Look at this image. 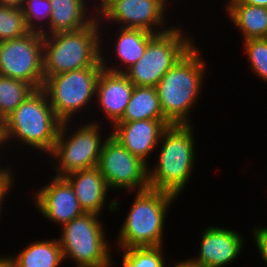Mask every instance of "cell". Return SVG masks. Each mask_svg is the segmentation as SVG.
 I'll return each instance as SVG.
<instances>
[{
  "label": "cell",
  "instance_id": "obj_13",
  "mask_svg": "<svg viewBox=\"0 0 267 267\" xmlns=\"http://www.w3.org/2000/svg\"><path fill=\"white\" fill-rule=\"evenodd\" d=\"M34 199L43 217L60 227L85 213L65 177L55 176L49 185L39 189Z\"/></svg>",
  "mask_w": 267,
  "mask_h": 267
},
{
  "label": "cell",
  "instance_id": "obj_27",
  "mask_svg": "<svg viewBox=\"0 0 267 267\" xmlns=\"http://www.w3.org/2000/svg\"><path fill=\"white\" fill-rule=\"evenodd\" d=\"M26 22L27 29L30 32L41 34V25L39 23L50 22L51 7L49 0H25L21 7Z\"/></svg>",
  "mask_w": 267,
  "mask_h": 267
},
{
  "label": "cell",
  "instance_id": "obj_18",
  "mask_svg": "<svg viewBox=\"0 0 267 267\" xmlns=\"http://www.w3.org/2000/svg\"><path fill=\"white\" fill-rule=\"evenodd\" d=\"M51 7L50 22L42 25V35L76 31L88 26L96 17L87 16L85 0H49ZM49 26V27H48ZM46 27V28H45ZM48 28L47 30H44ZM51 33H50V32Z\"/></svg>",
  "mask_w": 267,
  "mask_h": 267
},
{
  "label": "cell",
  "instance_id": "obj_34",
  "mask_svg": "<svg viewBox=\"0 0 267 267\" xmlns=\"http://www.w3.org/2000/svg\"><path fill=\"white\" fill-rule=\"evenodd\" d=\"M5 145L3 121L0 120V146Z\"/></svg>",
  "mask_w": 267,
  "mask_h": 267
},
{
  "label": "cell",
  "instance_id": "obj_2",
  "mask_svg": "<svg viewBox=\"0 0 267 267\" xmlns=\"http://www.w3.org/2000/svg\"><path fill=\"white\" fill-rule=\"evenodd\" d=\"M100 22L96 17L82 29L43 35L45 80L52 75L102 64Z\"/></svg>",
  "mask_w": 267,
  "mask_h": 267
},
{
  "label": "cell",
  "instance_id": "obj_7",
  "mask_svg": "<svg viewBox=\"0 0 267 267\" xmlns=\"http://www.w3.org/2000/svg\"><path fill=\"white\" fill-rule=\"evenodd\" d=\"M179 27L155 34L148 42L139 61L124 74L134 86L156 87L164 74L195 43L184 36Z\"/></svg>",
  "mask_w": 267,
  "mask_h": 267
},
{
  "label": "cell",
  "instance_id": "obj_30",
  "mask_svg": "<svg viewBox=\"0 0 267 267\" xmlns=\"http://www.w3.org/2000/svg\"><path fill=\"white\" fill-rule=\"evenodd\" d=\"M25 0H0V5L21 8Z\"/></svg>",
  "mask_w": 267,
  "mask_h": 267
},
{
  "label": "cell",
  "instance_id": "obj_8",
  "mask_svg": "<svg viewBox=\"0 0 267 267\" xmlns=\"http://www.w3.org/2000/svg\"><path fill=\"white\" fill-rule=\"evenodd\" d=\"M102 69V64L93 65L52 75L44 81L42 89L46 92L55 115L62 123L69 122L73 115L92 102Z\"/></svg>",
  "mask_w": 267,
  "mask_h": 267
},
{
  "label": "cell",
  "instance_id": "obj_16",
  "mask_svg": "<svg viewBox=\"0 0 267 267\" xmlns=\"http://www.w3.org/2000/svg\"><path fill=\"white\" fill-rule=\"evenodd\" d=\"M134 90L133 83L124 73L102 69L96 84L95 97L103 113L114 125L122 117Z\"/></svg>",
  "mask_w": 267,
  "mask_h": 267
},
{
  "label": "cell",
  "instance_id": "obj_17",
  "mask_svg": "<svg viewBox=\"0 0 267 267\" xmlns=\"http://www.w3.org/2000/svg\"><path fill=\"white\" fill-rule=\"evenodd\" d=\"M72 185L78 202L85 213L100 214L108 193L105 178L98 167L79 170L65 176Z\"/></svg>",
  "mask_w": 267,
  "mask_h": 267
},
{
  "label": "cell",
  "instance_id": "obj_9",
  "mask_svg": "<svg viewBox=\"0 0 267 267\" xmlns=\"http://www.w3.org/2000/svg\"><path fill=\"white\" fill-rule=\"evenodd\" d=\"M69 122H63L60 126L57 140L50 156L57 159L56 175H66L79 171L98 167L100 154L104 145L101 140L100 125L96 122L82 124L81 127L70 136ZM66 137V138H65Z\"/></svg>",
  "mask_w": 267,
  "mask_h": 267
},
{
  "label": "cell",
  "instance_id": "obj_12",
  "mask_svg": "<svg viewBox=\"0 0 267 267\" xmlns=\"http://www.w3.org/2000/svg\"><path fill=\"white\" fill-rule=\"evenodd\" d=\"M94 6L97 7V11L95 13L93 11V14L91 12V15L98 12L96 15L99 19H106L107 22L109 19L111 22L121 23L122 28L142 29L153 34L170 29L162 28V25L166 24L164 17L166 6L161 0H104L100 6Z\"/></svg>",
  "mask_w": 267,
  "mask_h": 267
},
{
  "label": "cell",
  "instance_id": "obj_19",
  "mask_svg": "<svg viewBox=\"0 0 267 267\" xmlns=\"http://www.w3.org/2000/svg\"><path fill=\"white\" fill-rule=\"evenodd\" d=\"M119 28L120 29L117 30L119 31V34L116 36V49L114 51L117 54L115 57H118L119 60H121L120 63L122 62V68L121 66H118V69L117 67H108L109 65L106 64L107 62L105 60L106 57L104 58L103 55H101V60L103 69L111 72L124 73L126 71V68L129 69L139 61L146 50L149 40L155 34L142 29L122 27ZM119 67L121 68V70H119Z\"/></svg>",
  "mask_w": 267,
  "mask_h": 267
},
{
  "label": "cell",
  "instance_id": "obj_24",
  "mask_svg": "<svg viewBox=\"0 0 267 267\" xmlns=\"http://www.w3.org/2000/svg\"><path fill=\"white\" fill-rule=\"evenodd\" d=\"M162 246L132 247L121 250L123 255L122 267H165Z\"/></svg>",
  "mask_w": 267,
  "mask_h": 267
},
{
  "label": "cell",
  "instance_id": "obj_33",
  "mask_svg": "<svg viewBox=\"0 0 267 267\" xmlns=\"http://www.w3.org/2000/svg\"><path fill=\"white\" fill-rule=\"evenodd\" d=\"M173 267H196L193 263H191L189 260L177 262Z\"/></svg>",
  "mask_w": 267,
  "mask_h": 267
},
{
  "label": "cell",
  "instance_id": "obj_31",
  "mask_svg": "<svg viewBox=\"0 0 267 267\" xmlns=\"http://www.w3.org/2000/svg\"><path fill=\"white\" fill-rule=\"evenodd\" d=\"M240 1L245 4L267 7V0H240Z\"/></svg>",
  "mask_w": 267,
  "mask_h": 267
},
{
  "label": "cell",
  "instance_id": "obj_14",
  "mask_svg": "<svg viewBox=\"0 0 267 267\" xmlns=\"http://www.w3.org/2000/svg\"><path fill=\"white\" fill-rule=\"evenodd\" d=\"M243 237L237 231L210 226L203 231L199 255L189 261L196 267H224L242 253Z\"/></svg>",
  "mask_w": 267,
  "mask_h": 267
},
{
  "label": "cell",
  "instance_id": "obj_11",
  "mask_svg": "<svg viewBox=\"0 0 267 267\" xmlns=\"http://www.w3.org/2000/svg\"><path fill=\"white\" fill-rule=\"evenodd\" d=\"M148 163L132 155L111 134L104 140L98 168L108 188L143 191L149 189Z\"/></svg>",
  "mask_w": 267,
  "mask_h": 267
},
{
  "label": "cell",
  "instance_id": "obj_29",
  "mask_svg": "<svg viewBox=\"0 0 267 267\" xmlns=\"http://www.w3.org/2000/svg\"><path fill=\"white\" fill-rule=\"evenodd\" d=\"M12 174V171H6L1 177H0V212L2 207V203L5 202L4 199L7 197L6 194H8L11 189V186L13 185V178L14 176ZM10 188V189H9Z\"/></svg>",
  "mask_w": 267,
  "mask_h": 267
},
{
  "label": "cell",
  "instance_id": "obj_36",
  "mask_svg": "<svg viewBox=\"0 0 267 267\" xmlns=\"http://www.w3.org/2000/svg\"><path fill=\"white\" fill-rule=\"evenodd\" d=\"M162 1V3L165 5V6H167V2L166 1H168V0H161Z\"/></svg>",
  "mask_w": 267,
  "mask_h": 267
},
{
  "label": "cell",
  "instance_id": "obj_21",
  "mask_svg": "<svg viewBox=\"0 0 267 267\" xmlns=\"http://www.w3.org/2000/svg\"><path fill=\"white\" fill-rule=\"evenodd\" d=\"M65 261L58 239L40 240L11 256V267H60Z\"/></svg>",
  "mask_w": 267,
  "mask_h": 267
},
{
  "label": "cell",
  "instance_id": "obj_10",
  "mask_svg": "<svg viewBox=\"0 0 267 267\" xmlns=\"http://www.w3.org/2000/svg\"><path fill=\"white\" fill-rule=\"evenodd\" d=\"M0 75L31 84L42 89L43 35L28 32L24 36L0 41Z\"/></svg>",
  "mask_w": 267,
  "mask_h": 267
},
{
  "label": "cell",
  "instance_id": "obj_26",
  "mask_svg": "<svg viewBox=\"0 0 267 267\" xmlns=\"http://www.w3.org/2000/svg\"><path fill=\"white\" fill-rule=\"evenodd\" d=\"M243 41L251 71L267 82V38H253Z\"/></svg>",
  "mask_w": 267,
  "mask_h": 267
},
{
  "label": "cell",
  "instance_id": "obj_1",
  "mask_svg": "<svg viewBox=\"0 0 267 267\" xmlns=\"http://www.w3.org/2000/svg\"><path fill=\"white\" fill-rule=\"evenodd\" d=\"M193 45L156 86L164 117L171 124H190L189 113L202 90L205 59Z\"/></svg>",
  "mask_w": 267,
  "mask_h": 267
},
{
  "label": "cell",
  "instance_id": "obj_22",
  "mask_svg": "<svg viewBox=\"0 0 267 267\" xmlns=\"http://www.w3.org/2000/svg\"><path fill=\"white\" fill-rule=\"evenodd\" d=\"M149 119H166L163 115L156 87L134 86V90L118 122H134Z\"/></svg>",
  "mask_w": 267,
  "mask_h": 267
},
{
  "label": "cell",
  "instance_id": "obj_28",
  "mask_svg": "<svg viewBox=\"0 0 267 267\" xmlns=\"http://www.w3.org/2000/svg\"><path fill=\"white\" fill-rule=\"evenodd\" d=\"M252 232H254L253 237H255L257 250L267 265V231L261 226H256Z\"/></svg>",
  "mask_w": 267,
  "mask_h": 267
},
{
  "label": "cell",
  "instance_id": "obj_20",
  "mask_svg": "<svg viewBox=\"0 0 267 267\" xmlns=\"http://www.w3.org/2000/svg\"><path fill=\"white\" fill-rule=\"evenodd\" d=\"M225 9L231 22L242 32L244 40L267 38V7L228 0Z\"/></svg>",
  "mask_w": 267,
  "mask_h": 267
},
{
  "label": "cell",
  "instance_id": "obj_25",
  "mask_svg": "<svg viewBox=\"0 0 267 267\" xmlns=\"http://www.w3.org/2000/svg\"><path fill=\"white\" fill-rule=\"evenodd\" d=\"M28 32L21 8L0 5V41L15 39Z\"/></svg>",
  "mask_w": 267,
  "mask_h": 267
},
{
  "label": "cell",
  "instance_id": "obj_3",
  "mask_svg": "<svg viewBox=\"0 0 267 267\" xmlns=\"http://www.w3.org/2000/svg\"><path fill=\"white\" fill-rule=\"evenodd\" d=\"M193 128L191 123L171 124L163 130L158 163L149 169V189L175 196L182 192L195 166Z\"/></svg>",
  "mask_w": 267,
  "mask_h": 267
},
{
  "label": "cell",
  "instance_id": "obj_4",
  "mask_svg": "<svg viewBox=\"0 0 267 267\" xmlns=\"http://www.w3.org/2000/svg\"><path fill=\"white\" fill-rule=\"evenodd\" d=\"M61 124L46 92L36 89L3 121L5 143H11L6 141L15 138L50 154Z\"/></svg>",
  "mask_w": 267,
  "mask_h": 267
},
{
  "label": "cell",
  "instance_id": "obj_23",
  "mask_svg": "<svg viewBox=\"0 0 267 267\" xmlns=\"http://www.w3.org/2000/svg\"><path fill=\"white\" fill-rule=\"evenodd\" d=\"M35 90L29 83L0 75V120L4 121Z\"/></svg>",
  "mask_w": 267,
  "mask_h": 267
},
{
  "label": "cell",
  "instance_id": "obj_5",
  "mask_svg": "<svg viewBox=\"0 0 267 267\" xmlns=\"http://www.w3.org/2000/svg\"><path fill=\"white\" fill-rule=\"evenodd\" d=\"M135 195L117 236L120 250L163 246L165 218L177 196L152 189L138 191Z\"/></svg>",
  "mask_w": 267,
  "mask_h": 267
},
{
  "label": "cell",
  "instance_id": "obj_35",
  "mask_svg": "<svg viewBox=\"0 0 267 267\" xmlns=\"http://www.w3.org/2000/svg\"><path fill=\"white\" fill-rule=\"evenodd\" d=\"M6 171H11V170H10L9 168H7V169H6V168H4V169L1 168V169H0V177H1Z\"/></svg>",
  "mask_w": 267,
  "mask_h": 267
},
{
  "label": "cell",
  "instance_id": "obj_6",
  "mask_svg": "<svg viewBox=\"0 0 267 267\" xmlns=\"http://www.w3.org/2000/svg\"><path fill=\"white\" fill-rule=\"evenodd\" d=\"M98 214L84 213L62 226L57 238L64 259L76 267H112V255Z\"/></svg>",
  "mask_w": 267,
  "mask_h": 267
},
{
  "label": "cell",
  "instance_id": "obj_32",
  "mask_svg": "<svg viewBox=\"0 0 267 267\" xmlns=\"http://www.w3.org/2000/svg\"><path fill=\"white\" fill-rule=\"evenodd\" d=\"M4 256H0V267H11V255Z\"/></svg>",
  "mask_w": 267,
  "mask_h": 267
},
{
  "label": "cell",
  "instance_id": "obj_15",
  "mask_svg": "<svg viewBox=\"0 0 267 267\" xmlns=\"http://www.w3.org/2000/svg\"><path fill=\"white\" fill-rule=\"evenodd\" d=\"M168 125L171 123L167 119L116 122L110 134L132 155L147 163L148 156L159 146L162 132Z\"/></svg>",
  "mask_w": 267,
  "mask_h": 267
}]
</instances>
